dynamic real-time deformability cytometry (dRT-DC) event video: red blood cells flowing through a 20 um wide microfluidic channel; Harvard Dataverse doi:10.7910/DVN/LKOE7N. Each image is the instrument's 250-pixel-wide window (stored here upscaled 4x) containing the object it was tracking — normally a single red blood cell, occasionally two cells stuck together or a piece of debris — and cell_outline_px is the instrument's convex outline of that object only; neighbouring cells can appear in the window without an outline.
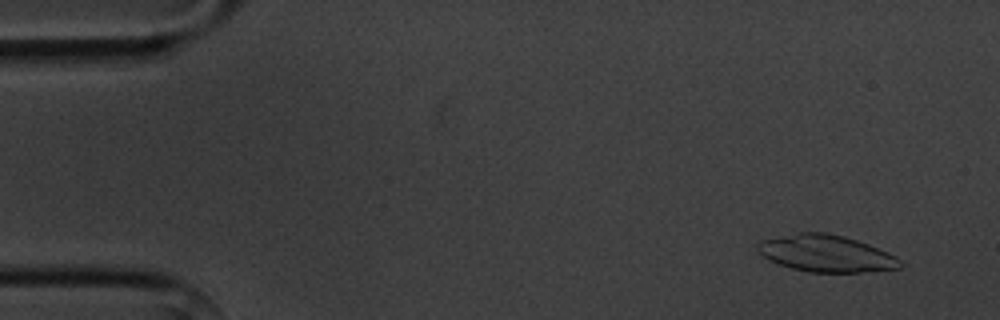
{"species": "common noctule bat (a hibernating species)", "species_latin": "Nyctalus noctula", "temperature_condition": "cold", "stored_images_in_passage": 4, "camera_frame_rate_fps": 3000, "um_per_image_px": 0.085, "animal": {"sex": "male", "body_mass_g": 20.1, "forearm_length_mm": 53.5}, "frame": {"image": 1, "passage_image": 1, "time_ms": 0.0, "image_size_px": [1000, 320], "cell_outline_px": [[904, 264], [900, 268], [860, 272], [808, 272], [792, 268], [768, 260], [756, 252], [756, 244], [760, 240], [800, 232], [824, 232], [844, 236], [868, 244], [888, 252], [896, 256]], "centroid_in_image_um": [70.19, 21.54], "position_along_channel_um": 14.8, "area_um2": 30.69}}